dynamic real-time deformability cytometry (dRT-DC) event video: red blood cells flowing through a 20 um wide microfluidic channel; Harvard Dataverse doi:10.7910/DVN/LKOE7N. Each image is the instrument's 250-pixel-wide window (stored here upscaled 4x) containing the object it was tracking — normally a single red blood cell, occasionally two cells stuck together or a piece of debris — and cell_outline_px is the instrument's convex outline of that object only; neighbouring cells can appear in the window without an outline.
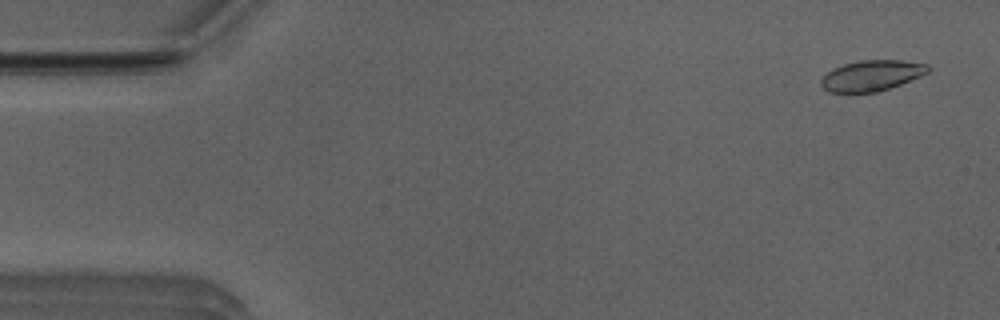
{"species": "Egyptian fruit bat (a non-hibernating species)", "species_latin": "Rousettus aegyptiacus", "temperature_condition": "room temperature", "stored_images_in_passage": 47, "camera_frame_rate_fps": 3000, "um_per_image_px": 0.085, "animal": {"sex": "male"}, "frame": {"image": 1, "passage_image": 3, "time_ms": 0.667, "image_size_px": [1000, 320], "cell_outline_px": [[932, 68], [928, 72], [920, 76], [900, 84], [876, 92], [828, 92], [820, 84], [820, 80], [832, 68], [844, 64], [860, 60], [900, 60], [928, 64]], "centroid_in_image_um": [74.09, 6.41], "position_along_channel_um": 10.9, "area_um2": 19.02}}
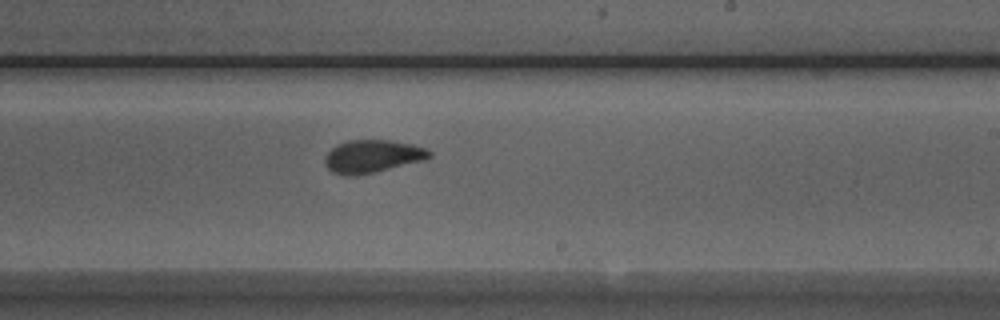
{"frame": {"image": 2, "passage_image": 31, "time_ms": 10.0, "image_size_px": [1000, 320], "cell_outline_px": [[432, 156], [428, 160], [376, 172], [356, 176], [344, 176], [332, 172], [324, 164], [324, 160], [328, 152], [336, 144], [348, 140], [392, 140], [412, 144], [428, 148], [432, 152]], "centroid_in_image_um": [31.7, 13.29], "position_along_channel_um": 257.3, "area_um2": 20.52}}
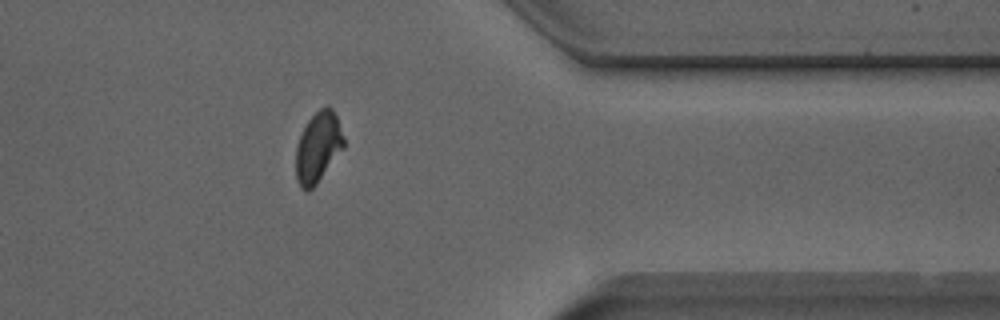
{"frame": {"image": 3, "passage_image": 42, "time_ms": 13.667, "image_size_px": [1000, 320], "cell_outline_px": [[344, 148], [316, 184], [308, 192], [300, 188], [296, 180], [296, 148], [300, 136], [308, 120], [320, 108], [328, 104], [332, 108], [336, 116], [344, 140]], "centroid_in_image_um": [27.02, 12.53], "position_along_channel_um": 384.4, "area_um2": 19.54}}